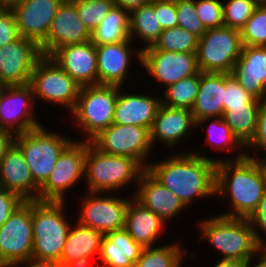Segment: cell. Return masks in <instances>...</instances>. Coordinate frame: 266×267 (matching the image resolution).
Masks as SVG:
<instances>
[{
	"label": "cell",
	"mask_w": 266,
	"mask_h": 267,
	"mask_svg": "<svg viewBox=\"0 0 266 267\" xmlns=\"http://www.w3.org/2000/svg\"><path fill=\"white\" fill-rule=\"evenodd\" d=\"M176 152V153H175ZM194 151H174L167 159L149 164L146 169L188 208L194 199L215 197V169L219 159ZM209 197V198H208Z\"/></svg>",
	"instance_id": "6da1fadb"
},
{
	"label": "cell",
	"mask_w": 266,
	"mask_h": 267,
	"mask_svg": "<svg viewBox=\"0 0 266 267\" xmlns=\"http://www.w3.org/2000/svg\"><path fill=\"white\" fill-rule=\"evenodd\" d=\"M265 193L261 173L253 158L244 156L216 163L215 196L229 199L228 205L232 209L219 215L249 219Z\"/></svg>",
	"instance_id": "7a4b0ae2"
},
{
	"label": "cell",
	"mask_w": 266,
	"mask_h": 267,
	"mask_svg": "<svg viewBox=\"0 0 266 267\" xmlns=\"http://www.w3.org/2000/svg\"><path fill=\"white\" fill-rule=\"evenodd\" d=\"M65 202L32 201V264L57 266L72 222ZM65 211V212H64Z\"/></svg>",
	"instance_id": "3957f363"
},
{
	"label": "cell",
	"mask_w": 266,
	"mask_h": 267,
	"mask_svg": "<svg viewBox=\"0 0 266 267\" xmlns=\"http://www.w3.org/2000/svg\"><path fill=\"white\" fill-rule=\"evenodd\" d=\"M197 225L200 240L219 251L222 260L247 262L261 249L249 219L212 215L200 219Z\"/></svg>",
	"instance_id": "277c9868"
},
{
	"label": "cell",
	"mask_w": 266,
	"mask_h": 267,
	"mask_svg": "<svg viewBox=\"0 0 266 267\" xmlns=\"http://www.w3.org/2000/svg\"><path fill=\"white\" fill-rule=\"evenodd\" d=\"M145 170L137 160L103 153L88 141L84 169L87 192L123 191L125 186L138 183Z\"/></svg>",
	"instance_id": "5b68a950"
},
{
	"label": "cell",
	"mask_w": 266,
	"mask_h": 267,
	"mask_svg": "<svg viewBox=\"0 0 266 267\" xmlns=\"http://www.w3.org/2000/svg\"><path fill=\"white\" fill-rule=\"evenodd\" d=\"M120 86L90 85L80 88L76 105L70 112L75 128H81L84 140L90 141L113 124L114 108Z\"/></svg>",
	"instance_id": "8992f818"
},
{
	"label": "cell",
	"mask_w": 266,
	"mask_h": 267,
	"mask_svg": "<svg viewBox=\"0 0 266 267\" xmlns=\"http://www.w3.org/2000/svg\"><path fill=\"white\" fill-rule=\"evenodd\" d=\"M73 140L63 134L48 131L43 124L15 136V144L23 152L34 183L39 188L54 170L59 155Z\"/></svg>",
	"instance_id": "52a82bcc"
},
{
	"label": "cell",
	"mask_w": 266,
	"mask_h": 267,
	"mask_svg": "<svg viewBox=\"0 0 266 267\" xmlns=\"http://www.w3.org/2000/svg\"><path fill=\"white\" fill-rule=\"evenodd\" d=\"M242 47L239 30L226 26L207 29L197 46L199 71L231 74Z\"/></svg>",
	"instance_id": "ba28073f"
},
{
	"label": "cell",
	"mask_w": 266,
	"mask_h": 267,
	"mask_svg": "<svg viewBox=\"0 0 266 267\" xmlns=\"http://www.w3.org/2000/svg\"><path fill=\"white\" fill-rule=\"evenodd\" d=\"M32 201H24L0 227V267L32 264Z\"/></svg>",
	"instance_id": "9c48e42d"
},
{
	"label": "cell",
	"mask_w": 266,
	"mask_h": 267,
	"mask_svg": "<svg viewBox=\"0 0 266 267\" xmlns=\"http://www.w3.org/2000/svg\"><path fill=\"white\" fill-rule=\"evenodd\" d=\"M30 84L37 102L52 103L74 109L81 86L77 84L50 56L43 55L35 65ZM37 99V100H36Z\"/></svg>",
	"instance_id": "30bf717a"
},
{
	"label": "cell",
	"mask_w": 266,
	"mask_h": 267,
	"mask_svg": "<svg viewBox=\"0 0 266 267\" xmlns=\"http://www.w3.org/2000/svg\"><path fill=\"white\" fill-rule=\"evenodd\" d=\"M87 147L88 141L75 139L62 151L54 170L39 188L38 201L67 202L65 193L84 179Z\"/></svg>",
	"instance_id": "8fae6325"
},
{
	"label": "cell",
	"mask_w": 266,
	"mask_h": 267,
	"mask_svg": "<svg viewBox=\"0 0 266 267\" xmlns=\"http://www.w3.org/2000/svg\"><path fill=\"white\" fill-rule=\"evenodd\" d=\"M90 143L103 153L131 157L145 169L150 164L147 160L154 150L148 128L117 123L100 131Z\"/></svg>",
	"instance_id": "7c38bea8"
},
{
	"label": "cell",
	"mask_w": 266,
	"mask_h": 267,
	"mask_svg": "<svg viewBox=\"0 0 266 267\" xmlns=\"http://www.w3.org/2000/svg\"><path fill=\"white\" fill-rule=\"evenodd\" d=\"M80 197V212L77 214L82 225L100 230L104 236L125 227L126 212L130 199L104 192H87ZM86 196V197H85Z\"/></svg>",
	"instance_id": "4fadbf2b"
},
{
	"label": "cell",
	"mask_w": 266,
	"mask_h": 267,
	"mask_svg": "<svg viewBox=\"0 0 266 267\" xmlns=\"http://www.w3.org/2000/svg\"><path fill=\"white\" fill-rule=\"evenodd\" d=\"M139 65L164 89L199 72L196 53L164 51L153 45L141 49Z\"/></svg>",
	"instance_id": "5bb4252c"
},
{
	"label": "cell",
	"mask_w": 266,
	"mask_h": 267,
	"mask_svg": "<svg viewBox=\"0 0 266 267\" xmlns=\"http://www.w3.org/2000/svg\"><path fill=\"white\" fill-rule=\"evenodd\" d=\"M35 105L30 83L0 86V127L17 135L42 126L36 119Z\"/></svg>",
	"instance_id": "9a60e30c"
},
{
	"label": "cell",
	"mask_w": 266,
	"mask_h": 267,
	"mask_svg": "<svg viewBox=\"0 0 266 267\" xmlns=\"http://www.w3.org/2000/svg\"><path fill=\"white\" fill-rule=\"evenodd\" d=\"M42 56L40 45L22 36L0 47V86L30 83L35 65Z\"/></svg>",
	"instance_id": "2e32d148"
},
{
	"label": "cell",
	"mask_w": 266,
	"mask_h": 267,
	"mask_svg": "<svg viewBox=\"0 0 266 267\" xmlns=\"http://www.w3.org/2000/svg\"><path fill=\"white\" fill-rule=\"evenodd\" d=\"M132 40L96 45L98 85L123 87L128 78L132 58L141 62V48L133 47ZM125 82V83H124Z\"/></svg>",
	"instance_id": "e0dca14e"
},
{
	"label": "cell",
	"mask_w": 266,
	"mask_h": 267,
	"mask_svg": "<svg viewBox=\"0 0 266 267\" xmlns=\"http://www.w3.org/2000/svg\"><path fill=\"white\" fill-rule=\"evenodd\" d=\"M86 41H91V33L80 19L76 5L63 1L40 48L43 55L51 56L58 48Z\"/></svg>",
	"instance_id": "ac0fdd59"
},
{
	"label": "cell",
	"mask_w": 266,
	"mask_h": 267,
	"mask_svg": "<svg viewBox=\"0 0 266 267\" xmlns=\"http://www.w3.org/2000/svg\"><path fill=\"white\" fill-rule=\"evenodd\" d=\"M64 0H23L14 4L13 10L19 36L36 41L46 39L52 21Z\"/></svg>",
	"instance_id": "d6986e66"
},
{
	"label": "cell",
	"mask_w": 266,
	"mask_h": 267,
	"mask_svg": "<svg viewBox=\"0 0 266 267\" xmlns=\"http://www.w3.org/2000/svg\"><path fill=\"white\" fill-rule=\"evenodd\" d=\"M50 57L81 87L98 85L97 53L93 42L63 46Z\"/></svg>",
	"instance_id": "ffe728a7"
},
{
	"label": "cell",
	"mask_w": 266,
	"mask_h": 267,
	"mask_svg": "<svg viewBox=\"0 0 266 267\" xmlns=\"http://www.w3.org/2000/svg\"><path fill=\"white\" fill-rule=\"evenodd\" d=\"M192 129H195V122L190 109L160 104L150 129L152 146L154 148L159 143L171 151L179 147V143Z\"/></svg>",
	"instance_id": "44dd1931"
},
{
	"label": "cell",
	"mask_w": 266,
	"mask_h": 267,
	"mask_svg": "<svg viewBox=\"0 0 266 267\" xmlns=\"http://www.w3.org/2000/svg\"><path fill=\"white\" fill-rule=\"evenodd\" d=\"M103 236L100 230L90 228L76 221L68 232L60 262L56 267L92 265L93 257L95 260L99 258Z\"/></svg>",
	"instance_id": "7402d4cb"
},
{
	"label": "cell",
	"mask_w": 266,
	"mask_h": 267,
	"mask_svg": "<svg viewBox=\"0 0 266 267\" xmlns=\"http://www.w3.org/2000/svg\"><path fill=\"white\" fill-rule=\"evenodd\" d=\"M133 193V197L139 203L157 214L166 223H170L172 218L174 219L179 216V213L188 209L180 198L164 187L147 170L141 174Z\"/></svg>",
	"instance_id": "603a6c76"
},
{
	"label": "cell",
	"mask_w": 266,
	"mask_h": 267,
	"mask_svg": "<svg viewBox=\"0 0 266 267\" xmlns=\"http://www.w3.org/2000/svg\"><path fill=\"white\" fill-rule=\"evenodd\" d=\"M231 75L254 98L266 101V47L243 46Z\"/></svg>",
	"instance_id": "cb8c5ba5"
},
{
	"label": "cell",
	"mask_w": 266,
	"mask_h": 267,
	"mask_svg": "<svg viewBox=\"0 0 266 267\" xmlns=\"http://www.w3.org/2000/svg\"><path fill=\"white\" fill-rule=\"evenodd\" d=\"M0 186L25 201H38L39 187L20 148L14 143L0 161Z\"/></svg>",
	"instance_id": "d4e9b609"
},
{
	"label": "cell",
	"mask_w": 266,
	"mask_h": 267,
	"mask_svg": "<svg viewBox=\"0 0 266 267\" xmlns=\"http://www.w3.org/2000/svg\"><path fill=\"white\" fill-rule=\"evenodd\" d=\"M120 87L114 108L113 123L141 126L151 129L161 97L150 93H128ZM122 90V91H121ZM125 91V92H123ZM150 94V95H149Z\"/></svg>",
	"instance_id": "484cf974"
},
{
	"label": "cell",
	"mask_w": 266,
	"mask_h": 267,
	"mask_svg": "<svg viewBox=\"0 0 266 267\" xmlns=\"http://www.w3.org/2000/svg\"><path fill=\"white\" fill-rule=\"evenodd\" d=\"M166 222L157 214L148 210L134 197L130 199L126 212L125 229L143 248L154 247L163 235Z\"/></svg>",
	"instance_id": "4316f807"
},
{
	"label": "cell",
	"mask_w": 266,
	"mask_h": 267,
	"mask_svg": "<svg viewBox=\"0 0 266 267\" xmlns=\"http://www.w3.org/2000/svg\"><path fill=\"white\" fill-rule=\"evenodd\" d=\"M226 73L200 72V84L191 108L194 122L208 117H222L224 114V88Z\"/></svg>",
	"instance_id": "83f0119b"
},
{
	"label": "cell",
	"mask_w": 266,
	"mask_h": 267,
	"mask_svg": "<svg viewBox=\"0 0 266 267\" xmlns=\"http://www.w3.org/2000/svg\"><path fill=\"white\" fill-rule=\"evenodd\" d=\"M143 247L125 228L103 236L98 264L103 267H135Z\"/></svg>",
	"instance_id": "f1b7e54d"
},
{
	"label": "cell",
	"mask_w": 266,
	"mask_h": 267,
	"mask_svg": "<svg viewBox=\"0 0 266 267\" xmlns=\"http://www.w3.org/2000/svg\"><path fill=\"white\" fill-rule=\"evenodd\" d=\"M211 122V123H209ZM209 124L206 128H204L205 124ZM201 128L203 131L205 130L206 138L205 143L211 147V149L216 151H224V153L229 154L230 150L235 153H238L234 157L227 158H219V161L222 160H236L243 158L246 156V148L239 142V140L235 137L230 127L223 120V117H208L203 118L195 122V128ZM208 128V129H207ZM207 131V132H206ZM239 149V151H238ZM243 150V151H242ZM229 151V152H228ZM238 151V152H237Z\"/></svg>",
	"instance_id": "f546056e"
},
{
	"label": "cell",
	"mask_w": 266,
	"mask_h": 267,
	"mask_svg": "<svg viewBox=\"0 0 266 267\" xmlns=\"http://www.w3.org/2000/svg\"><path fill=\"white\" fill-rule=\"evenodd\" d=\"M162 31L155 14V0L129 12V36L133 42L135 39L143 42L145 46L141 49L154 45Z\"/></svg>",
	"instance_id": "4dcf8cb0"
},
{
	"label": "cell",
	"mask_w": 266,
	"mask_h": 267,
	"mask_svg": "<svg viewBox=\"0 0 266 267\" xmlns=\"http://www.w3.org/2000/svg\"><path fill=\"white\" fill-rule=\"evenodd\" d=\"M125 40H131L129 36V12L115 5L107 17L91 32V42L95 45H102Z\"/></svg>",
	"instance_id": "1f68e13d"
},
{
	"label": "cell",
	"mask_w": 266,
	"mask_h": 267,
	"mask_svg": "<svg viewBox=\"0 0 266 267\" xmlns=\"http://www.w3.org/2000/svg\"><path fill=\"white\" fill-rule=\"evenodd\" d=\"M259 108L260 105L224 108L223 120L245 148L256 134Z\"/></svg>",
	"instance_id": "d6a6232c"
},
{
	"label": "cell",
	"mask_w": 266,
	"mask_h": 267,
	"mask_svg": "<svg viewBox=\"0 0 266 267\" xmlns=\"http://www.w3.org/2000/svg\"><path fill=\"white\" fill-rule=\"evenodd\" d=\"M179 242L143 248L135 267H182L187 250ZM184 249V250H183Z\"/></svg>",
	"instance_id": "836d02e7"
},
{
	"label": "cell",
	"mask_w": 266,
	"mask_h": 267,
	"mask_svg": "<svg viewBox=\"0 0 266 267\" xmlns=\"http://www.w3.org/2000/svg\"><path fill=\"white\" fill-rule=\"evenodd\" d=\"M200 84V71L163 89L161 104L177 108H192Z\"/></svg>",
	"instance_id": "e575fe53"
},
{
	"label": "cell",
	"mask_w": 266,
	"mask_h": 267,
	"mask_svg": "<svg viewBox=\"0 0 266 267\" xmlns=\"http://www.w3.org/2000/svg\"><path fill=\"white\" fill-rule=\"evenodd\" d=\"M198 42L197 36L177 26L164 29L153 46L164 51L197 53Z\"/></svg>",
	"instance_id": "d590c367"
},
{
	"label": "cell",
	"mask_w": 266,
	"mask_h": 267,
	"mask_svg": "<svg viewBox=\"0 0 266 267\" xmlns=\"http://www.w3.org/2000/svg\"><path fill=\"white\" fill-rule=\"evenodd\" d=\"M243 46L266 47V6H257L240 30Z\"/></svg>",
	"instance_id": "8d00e7d4"
},
{
	"label": "cell",
	"mask_w": 266,
	"mask_h": 267,
	"mask_svg": "<svg viewBox=\"0 0 266 267\" xmlns=\"http://www.w3.org/2000/svg\"><path fill=\"white\" fill-rule=\"evenodd\" d=\"M76 5L80 19L91 33L115 6L113 0H80Z\"/></svg>",
	"instance_id": "74e56055"
},
{
	"label": "cell",
	"mask_w": 266,
	"mask_h": 267,
	"mask_svg": "<svg viewBox=\"0 0 266 267\" xmlns=\"http://www.w3.org/2000/svg\"><path fill=\"white\" fill-rule=\"evenodd\" d=\"M257 6L251 0H223V24L241 30Z\"/></svg>",
	"instance_id": "f35d334b"
},
{
	"label": "cell",
	"mask_w": 266,
	"mask_h": 267,
	"mask_svg": "<svg viewBox=\"0 0 266 267\" xmlns=\"http://www.w3.org/2000/svg\"><path fill=\"white\" fill-rule=\"evenodd\" d=\"M178 26L191 32L199 39L207 31L197 15L195 0H176L175 1Z\"/></svg>",
	"instance_id": "ab89813d"
},
{
	"label": "cell",
	"mask_w": 266,
	"mask_h": 267,
	"mask_svg": "<svg viewBox=\"0 0 266 267\" xmlns=\"http://www.w3.org/2000/svg\"><path fill=\"white\" fill-rule=\"evenodd\" d=\"M260 101L250 95L231 74L226 73V87L224 88V108L244 105H261Z\"/></svg>",
	"instance_id": "60d3db41"
},
{
	"label": "cell",
	"mask_w": 266,
	"mask_h": 267,
	"mask_svg": "<svg viewBox=\"0 0 266 267\" xmlns=\"http://www.w3.org/2000/svg\"><path fill=\"white\" fill-rule=\"evenodd\" d=\"M195 8L206 29L224 26L222 0H195Z\"/></svg>",
	"instance_id": "b9f144b4"
},
{
	"label": "cell",
	"mask_w": 266,
	"mask_h": 267,
	"mask_svg": "<svg viewBox=\"0 0 266 267\" xmlns=\"http://www.w3.org/2000/svg\"><path fill=\"white\" fill-rule=\"evenodd\" d=\"M263 152L264 154L266 153V101L260 105L256 134L251 143L246 147V156L258 158V153L262 154ZM264 156L266 157V154Z\"/></svg>",
	"instance_id": "7bdbcfd3"
},
{
	"label": "cell",
	"mask_w": 266,
	"mask_h": 267,
	"mask_svg": "<svg viewBox=\"0 0 266 267\" xmlns=\"http://www.w3.org/2000/svg\"><path fill=\"white\" fill-rule=\"evenodd\" d=\"M19 37L16 17L11 8L0 15V47L8 45Z\"/></svg>",
	"instance_id": "ee69618b"
},
{
	"label": "cell",
	"mask_w": 266,
	"mask_h": 267,
	"mask_svg": "<svg viewBox=\"0 0 266 267\" xmlns=\"http://www.w3.org/2000/svg\"><path fill=\"white\" fill-rule=\"evenodd\" d=\"M155 14L163 30L178 26L175 1L155 0Z\"/></svg>",
	"instance_id": "f6af8a7d"
},
{
	"label": "cell",
	"mask_w": 266,
	"mask_h": 267,
	"mask_svg": "<svg viewBox=\"0 0 266 267\" xmlns=\"http://www.w3.org/2000/svg\"><path fill=\"white\" fill-rule=\"evenodd\" d=\"M25 200L18 194L0 186V227L9 219L11 213Z\"/></svg>",
	"instance_id": "bcb514c9"
},
{
	"label": "cell",
	"mask_w": 266,
	"mask_h": 267,
	"mask_svg": "<svg viewBox=\"0 0 266 267\" xmlns=\"http://www.w3.org/2000/svg\"><path fill=\"white\" fill-rule=\"evenodd\" d=\"M250 223L253 227L256 241L262 245L266 241V193L259 201V205L255 212L249 217ZM263 232L264 236L260 232Z\"/></svg>",
	"instance_id": "7dc6e473"
},
{
	"label": "cell",
	"mask_w": 266,
	"mask_h": 267,
	"mask_svg": "<svg viewBox=\"0 0 266 267\" xmlns=\"http://www.w3.org/2000/svg\"><path fill=\"white\" fill-rule=\"evenodd\" d=\"M15 136L16 135L12 131L0 127V161L15 143Z\"/></svg>",
	"instance_id": "c3c4849f"
},
{
	"label": "cell",
	"mask_w": 266,
	"mask_h": 267,
	"mask_svg": "<svg viewBox=\"0 0 266 267\" xmlns=\"http://www.w3.org/2000/svg\"><path fill=\"white\" fill-rule=\"evenodd\" d=\"M151 1L152 0H115V5L130 12L134 8L149 4Z\"/></svg>",
	"instance_id": "681fc988"
},
{
	"label": "cell",
	"mask_w": 266,
	"mask_h": 267,
	"mask_svg": "<svg viewBox=\"0 0 266 267\" xmlns=\"http://www.w3.org/2000/svg\"><path fill=\"white\" fill-rule=\"evenodd\" d=\"M254 258H255V260H254ZM253 260L255 261V263H253ZM246 267H266V253L262 249H260L258 251V253H256V255H254L253 257H251L246 262Z\"/></svg>",
	"instance_id": "f907efd6"
},
{
	"label": "cell",
	"mask_w": 266,
	"mask_h": 267,
	"mask_svg": "<svg viewBox=\"0 0 266 267\" xmlns=\"http://www.w3.org/2000/svg\"><path fill=\"white\" fill-rule=\"evenodd\" d=\"M212 267H246V262L238 260H220L217 263H214Z\"/></svg>",
	"instance_id": "816d5d0a"
},
{
	"label": "cell",
	"mask_w": 266,
	"mask_h": 267,
	"mask_svg": "<svg viewBox=\"0 0 266 267\" xmlns=\"http://www.w3.org/2000/svg\"><path fill=\"white\" fill-rule=\"evenodd\" d=\"M253 159H254L255 163L257 164V167L261 173L263 183H264L265 189H266V157H264L260 154V156H258V158H253Z\"/></svg>",
	"instance_id": "f5cc1de1"
},
{
	"label": "cell",
	"mask_w": 266,
	"mask_h": 267,
	"mask_svg": "<svg viewBox=\"0 0 266 267\" xmlns=\"http://www.w3.org/2000/svg\"><path fill=\"white\" fill-rule=\"evenodd\" d=\"M23 0H0V3L5 5L7 8H11L14 4L19 3Z\"/></svg>",
	"instance_id": "db71d44e"
},
{
	"label": "cell",
	"mask_w": 266,
	"mask_h": 267,
	"mask_svg": "<svg viewBox=\"0 0 266 267\" xmlns=\"http://www.w3.org/2000/svg\"><path fill=\"white\" fill-rule=\"evenodd\" d=\"M55 267V266H50V265H36V264H21L18 266H13V267Z\"/></svg>",
	"instance_id": "11a10c76"
},
{
	"label": "cell",
	"mask_w": 266,
	"mask_h": 267,
	"mask_svg": "<svg viewBox=\"0 0 266 267\" xmlns=\"http://www.w3.org/2000/svg\"><path fill=\"white\" fill-rule=\"evenodd\" d=\"M256 6H266V0H251Z\"/></svg>",
	"instance_id": "9f6ffc18"
},
{
	"label": "cell",
	"mask_w": 266,
	"mask_h": 267,
	"mask_svg": "<svg viewBox=\"0 0 266 267\" xmlns=\"http://www.w3.org/2000/svg\"><path fill=\"white\" fill-rule=\"evenodd\" d=\"M7 7L5 5H3L2 3H0V15L1 13L6 9Z\"/></svg>",
	"instance_id": "6f0895ef"
},
{
	"label": "cell",
	"mask_w": 266,
	"mask_h": 267,
	"mask_svg": "<svg viewBox=\"0 0 266 267\" xmlns=\"http://www.w3.org/2000/svg\"><path fill=\"white\" fill-rule=\"evenodd\" d=\"M261 249L266 253V241L261 245Z\"/></svg>",
	"instance_id": "680465c9"
},
{
	"label": "cell",
	"mask_w": 266,
	"mask_h": 267,
	"mask_svg": "<svg viewBox=\"0 0 266 267\" xmlns=\"http://www.w3.org/2000/svg\"><path fill=\"white\" fill-rule=\"evenodd\" d=\"M82 267H103V266H100V265H98L97 263H96V265H89V266H82Z\"/></svg>",
	"instance_id": "91938a15"
},
{
	"label": "cell",
	"mask_w": 266,
	"mask_h": 267,
	"mask_svg": "<svg viewBox=\"0 0 266 267\" xmlns=\"http://www.w3.org/2000/svg\"><path fill=\"white\" fill-rule=\"evenodd\" d=\"M65 2H70V3H75L77 1H80V0H64Z\"/></svg>",
	"instance_id": "94428289"
}]
</instances>
